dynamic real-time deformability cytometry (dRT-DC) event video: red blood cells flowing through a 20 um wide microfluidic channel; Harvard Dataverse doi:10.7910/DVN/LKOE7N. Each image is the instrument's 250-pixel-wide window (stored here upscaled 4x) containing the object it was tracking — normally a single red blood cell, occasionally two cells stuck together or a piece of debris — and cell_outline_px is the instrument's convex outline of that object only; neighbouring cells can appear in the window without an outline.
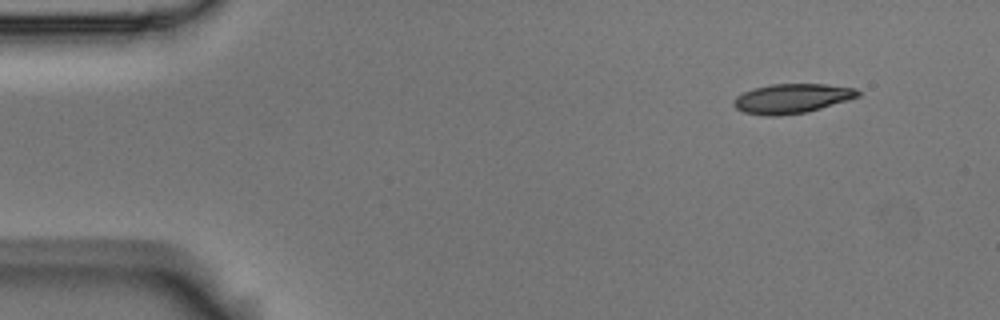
{"species": "Egyptian fruit bat (a non-hibernating species)", "species_latin": "Rousettus aegyptiacus", "temperature_condition": "room temperature", "stored_images_in_passage": 5, "segment_of_instrument_passage": [1, 2], "camera_frame_rate_fps": 3000, "um_per_image_px": 0.085, "animal": {"sex": "male"}, "frame": {"image": 1, "passage_image": 1, "time_ms": 0.0, "image_size_px": [1000, 320], "cell_outline_px": [[860, 96], [848, 100], [820, 108], [804, 112], [776, 116], [764, 116], [744, 112], [736, 108], [732, 104], [732, 100], [736, 96], [752, 88], [772, 84], [824, 84], [856, 88], [860, 92]], "centroid_in_image_um": [67.28, 8.37], "position_along_channel_um": 17.7, "area_um2": 21.33}}
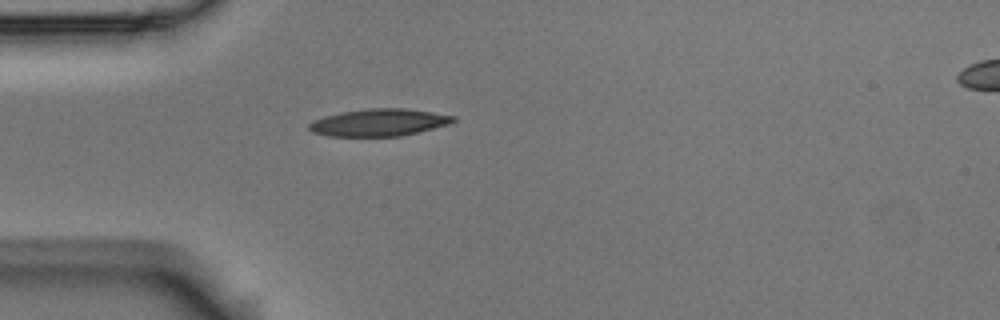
{"frame": {"image": 2, "passage_image": 4, "time_ms": 1.0, "image_size_px": [1000, 320], "cell_outline_px": [[456, 120], [448, 124], [400, 136], [328, 136], [312, 132], [308, 128], [308, 124], [312, 120], [324, 116], [340, 112], [372, 108], [408, 108], [456, 116]], "centroid_in_image_um": [32.18, 10.4], "position_along_channel_um": 52.8, "area_um2": 22.83}}